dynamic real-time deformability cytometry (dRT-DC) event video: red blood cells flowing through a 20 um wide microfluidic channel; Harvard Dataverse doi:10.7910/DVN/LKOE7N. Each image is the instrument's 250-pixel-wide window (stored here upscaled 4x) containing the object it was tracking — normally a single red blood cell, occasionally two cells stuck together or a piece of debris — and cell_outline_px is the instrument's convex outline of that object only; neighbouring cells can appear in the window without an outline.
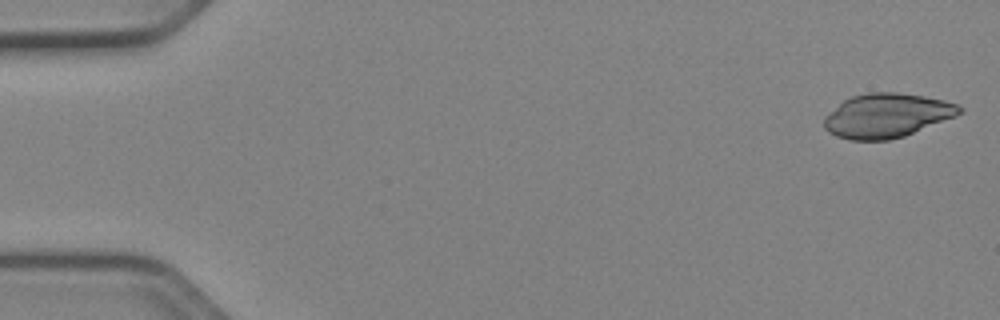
{"species": "Egyptian fruit bat (a non-hibernating species)", "species_latin": "Rousettus aegyptiacus", "temperature_condition": "cold", "stored_images_in_passage": 12, "camera_frame_rate_fps": 3000, "um_per_image_px": 0.085, "animal": {"sex": "female"}, "frame": {"image": 1, "passage_image": 1, "time_ms": 0.0, "image_size_px": [1000, 320], "cell_outline_px": [[964, 112], [956, 116], [904, 136], [888, 140], [848, 140], [836, 136], [828, 132], [824, 128], [824, 116], [844, 100], [852, 96], [868, 92], [896, 92], [924, 96], [944, 100], [956, 104], [964, 108]], "centroid_in_image_um": [75.38, 9.82], "position_along_channel_um": 9.6, "area_um2": 34.91}}